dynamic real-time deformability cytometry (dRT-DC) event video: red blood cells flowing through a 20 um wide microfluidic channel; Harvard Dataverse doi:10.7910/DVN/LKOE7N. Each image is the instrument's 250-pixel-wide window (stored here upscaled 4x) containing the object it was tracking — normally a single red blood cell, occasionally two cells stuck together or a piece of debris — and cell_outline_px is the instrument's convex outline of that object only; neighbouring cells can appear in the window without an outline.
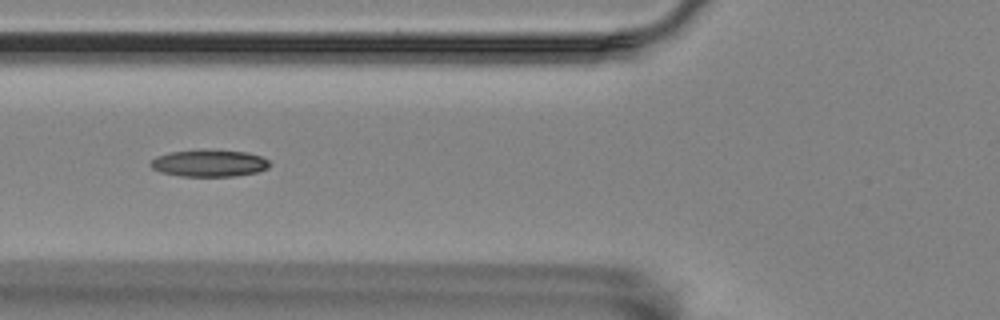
{"species": "Egyptian fruit bat (a non-hibernating species)", "species_latin": "Rousettus aegyptiacus", "temperature_condition": "room temperature", "stored_images_in_passage": 40, "camera_frame_rate_fps": 3000, "um_per_image_px": 0.085, "animal": {"sex": "female"}, "frame": {"image": 1, "passage_image": 5, "time_ms": 1.333, "image_size_px": [1000, 320], "cell_outline_px": [[272, 164], [268, 168], [256, 172], [236, 176], [180, 176], [160, 172], [152, 168], [148, 164], [156, 156], [168, 152], [204, 148], [248, 152], [260, 156], [268, 160]], "centroid_in_image_um": [17.76, 13.85], "position_along_channel_um": 108.0, "area_um2": 19.19}}
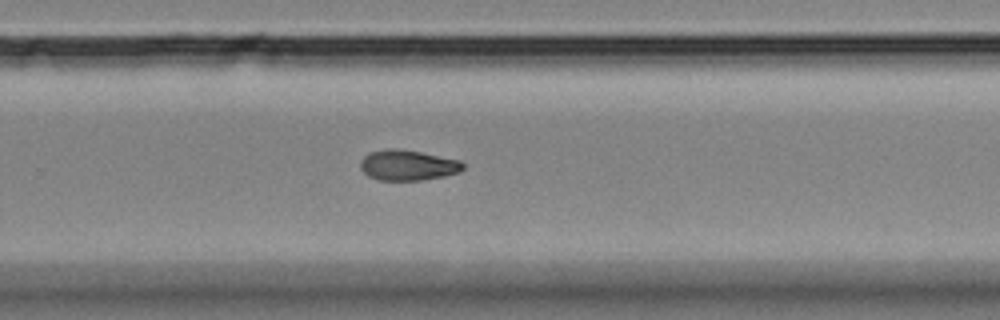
{"frame": {"image": 2, "passage_image": 21, "time_ms": 6.667, "image_size_px": [1000, 320], "cell_outline_px": [[464, 168], [460, 172], [444, 176], [420, 180], [380, 180], [368, 176], [360, 168], [360, 160], [364, 156], [372, 152], [384, 148], [396, 148], [420, 152], [460, 160], [464, 164]], "centroid_in_image_um": [34.65, 14.04], "position_along_channel_um": 295.1, "area_um2": 18.21}}
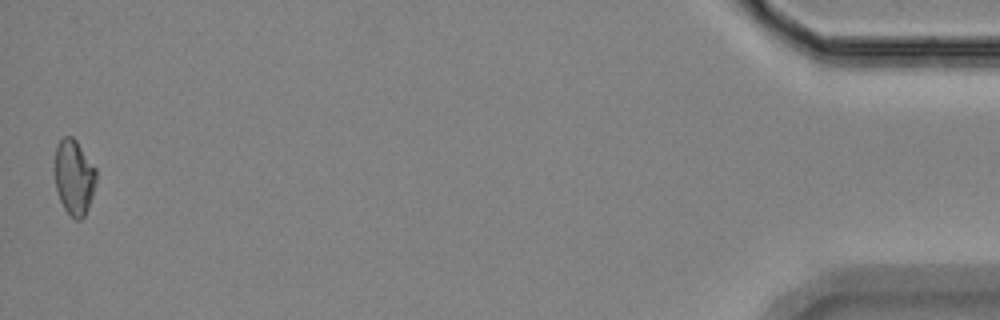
{"frame": {"image": 3, "passage_image": 40, "time_ms": 13.0, "image_size_px": [1000, 320], "cell_outline_px": [[96, 180], [92, 196], [88, 208], [84, 216], [80, 220], [76, 220], [64, 208], [60, 200], [56, 188], [56, 144], [64, 136], [72, 136], [76, 140], [96, 168]], "centroid_in_image_um": [6.31, 15.05], "position_along_channel_um": 428.9, "area_um2": 17.92}, "authors_computed_cell_mechanics": {"area_um2": 18.4382, "velocity_mm_per_s": 3.5069, "shape_relaxation_time_tau1_ms": 8.6143, "shape_relaxation_time_tau2_ms": 7.0368, "deformation_change_tau1": 0.1752, "deformation_change_tau2": 0.1242}}